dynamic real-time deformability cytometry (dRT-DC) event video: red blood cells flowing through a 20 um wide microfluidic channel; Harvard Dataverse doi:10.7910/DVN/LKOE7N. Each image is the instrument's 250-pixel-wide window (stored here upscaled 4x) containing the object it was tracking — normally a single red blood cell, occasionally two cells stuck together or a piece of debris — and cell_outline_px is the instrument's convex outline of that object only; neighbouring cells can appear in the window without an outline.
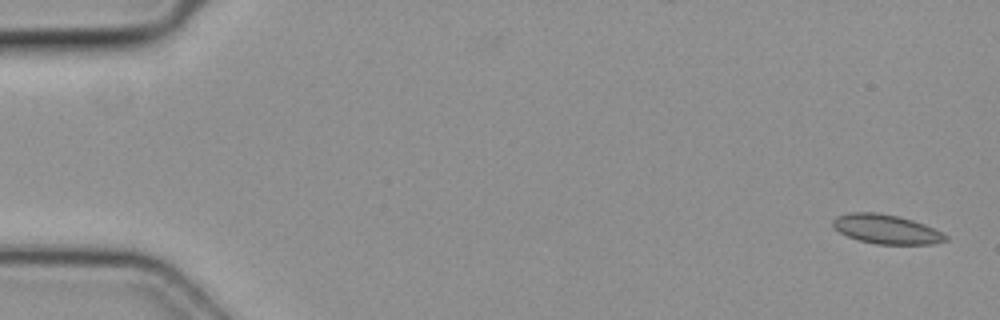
{"species": "common noctule bat (a hibernating species)", "species_latin": "Nyctalus noctula", "temperature_condition": "cold", "stored_images_in_passage": 52, "camera_frame_rate_fps": 3000, "um_per_image_px": 0.085, "animal": {"sex": "female", "body_mass_g": 19.3, "forearm_length_mm": 54.1}, "frame": {"image": 1, "passage_image": 1, "time_ms": 0.0, "image_size_px": [1000, 320], "cell_outline_px": [[948, 240], [928, 244], [876, 244], [860, 240], [848, 236], [840, 232], [832, 224], [832, 220], [836, 216], [848, 212], [876, 212], [900, 216], [924, 224], [944, 232], [948, 236]], "centroid_in_image_um": [75.35, 19.47], "position_along_channel_um": 9.7, "area_um2": 19.25}}
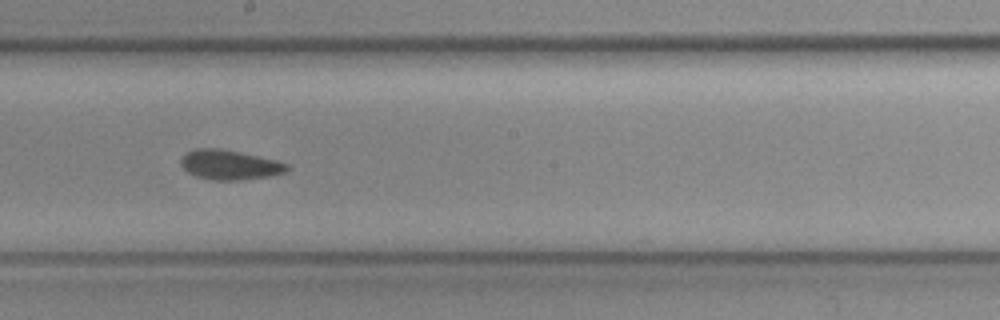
{"frame": {"image": 2, "passage_image": 29, "time_ms": 9.333, "image_size_px": [1000, 320], "cell_outline_px": [[292, 168], [284, 172], [268, 176], [240, 180], [216, 180], [196, 176], [188, 172], [180, 164], [180, 160], [188, 152], [196, 148], [220, 148], [276, 160], [288, 164]], "centroid_in_image_um": [19.53, 14.01], "position_along_channel_um": 228.7, "area_um2": 18.15}}
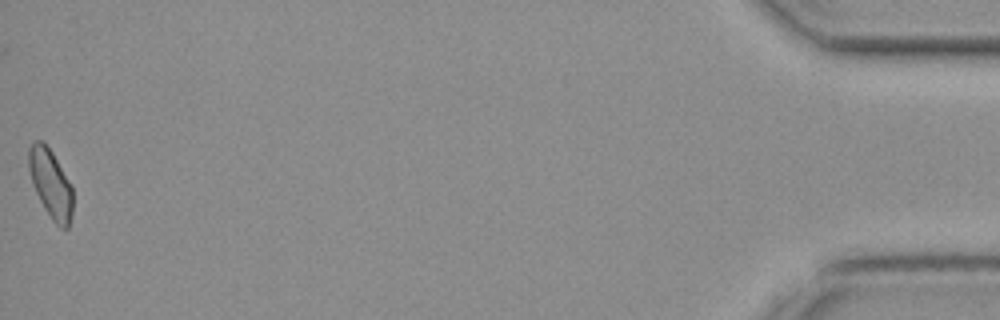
{"frame": {"image": 3, "passage_image": 52, "time_ms": 17.0, "image_size_px": [1000, 320], "cell_outline_px": [[72, 216], [68, 228], [60, 228], [52, 220], [44, 208], [32, 184], [28, 168], [28, 148], [32, 140], [44, 140], [52, 152], [72, 184]], "centroid_in_image_um": [4.29, 15.57], "position_along_channel_um": 430.9, "area_um2": 17.98}}